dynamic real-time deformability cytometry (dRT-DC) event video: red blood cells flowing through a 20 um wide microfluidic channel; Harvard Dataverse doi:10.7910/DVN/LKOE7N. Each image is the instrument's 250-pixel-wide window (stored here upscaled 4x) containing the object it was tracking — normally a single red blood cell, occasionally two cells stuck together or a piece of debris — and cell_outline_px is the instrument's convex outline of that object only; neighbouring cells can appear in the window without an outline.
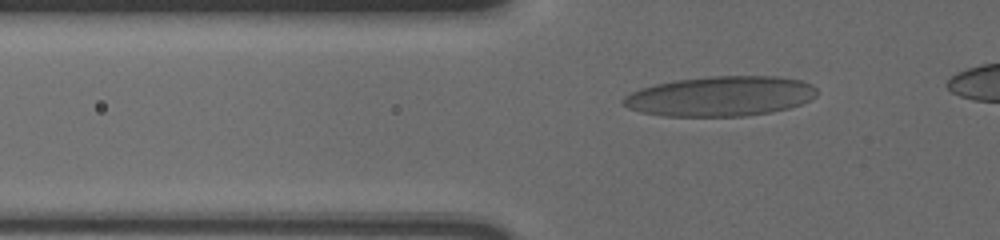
{"species": "human", "species_latin": "Homo sapiens", "temperature_condition": "cold", "stored_images_in_passage": 40, "camera_frame_rate_fps": 3000, "um_per_image_px": 0.085, "donor": {"sex": "male"}, "frame": {"image": 1, "passage_image": 7, "time_ms": 2.0, "image_size_px": [1000, 240], "cell_outline_px": [[816, 96], [800, 104], [788, 108], [772, 112], [744, 116], [664, 116], [640, 112], [628, 108], [620, 100], [624, 96], [640, 88], [656, 84], [676, 80], [708, 76], [776, 76], [800, 80], [812, 84], [816, 88]], "centroid_in_image_um": [61.22, 8.18], "position_along_channel_um": 64.6, "area_um2": 45.14}}
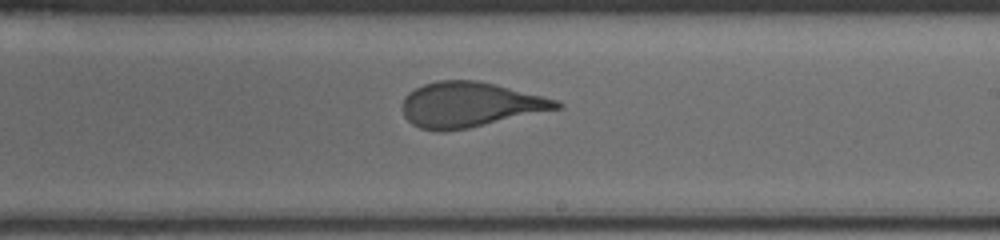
{"frame": {"image": 2, "passage_image": 23, "time_ms": 7.333, "image_size_px": [1000, 240], "cell_outline_px": [[564, 104], [560, 108], [468, 128], [440, 132], [436, 132], [420, 128], [412, 124], [404, 116], [404, 96], [408, 92], [424, 84], [436, 80], [476, 80], [556, 100]], "centroid_in_image_um": [39.88, 8.9], "position_along_channel_um": 249.1, "area_um2": 39.82}}
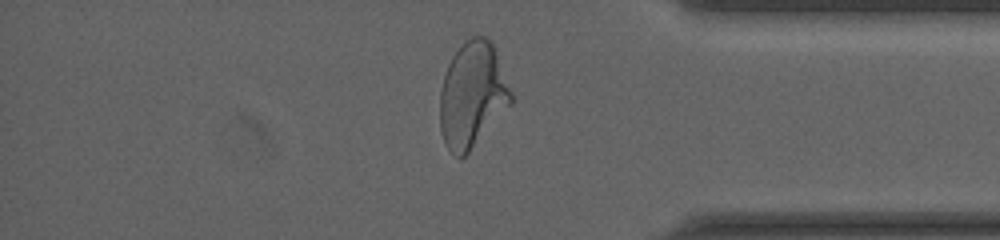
{"frame": {"image": 3, "passage_image": 36, "time_ms": 11.667, "image_size_px": [1000, 240], "cell_outline_px": [[512, 104], [468, 152], [464, 156], [456, 156], [444, 144], [440, 128], [440, 92], [444, 76], [448, 64], [452, 56], [464, 40], [472, 36], [484, 36], [492, 44], [512, 96]], "centroid_in_image_um": [40.12, 8.07], "position_along_channel_um": 395.1, "area_um2": 43.0}}